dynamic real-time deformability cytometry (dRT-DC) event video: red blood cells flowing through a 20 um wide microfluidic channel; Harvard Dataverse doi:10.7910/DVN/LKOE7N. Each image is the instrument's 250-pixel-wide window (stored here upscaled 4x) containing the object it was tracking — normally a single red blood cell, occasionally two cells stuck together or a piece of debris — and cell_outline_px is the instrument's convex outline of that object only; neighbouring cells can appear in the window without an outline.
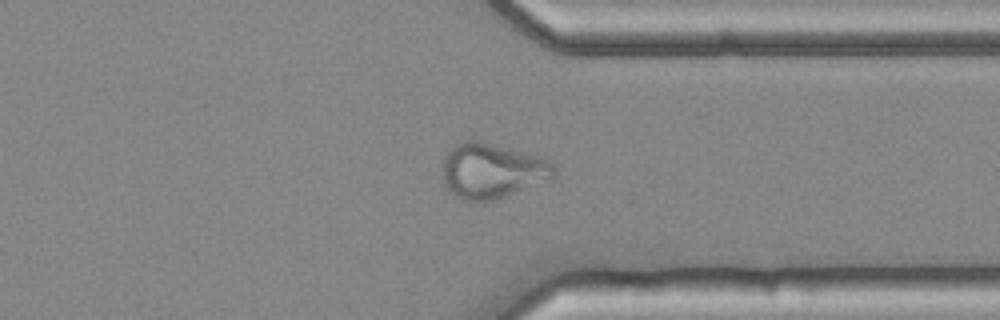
{"species": "common noctule bat (a hibernating species)", "species_latin": "Nyctalus noctula", "temperature_condition": "cold", "stored_images_in_passage": 42, "camera_frame_rate_fps": 3000, "um_per_image_px": 0.085, "animal": {"sex": "female", "body_mass_g": 25.1}, "frame": {"image": 1, "passage_image": 30, "time_ms": 9.667, "image_size_px": [1000, 320], "cell_outline_px": [[556, 176], [492, 200], [464, 200], [456, 196], [444, 184], [444, 160], [448, 152], [460, 140], [476, 140], [492, 144], [536, 156], [548, 160], [556, 168]], "centroid_in_image_um": [41.8, 14.5], "position_along_channel_um": 369.6, "area_um2": 34.68}}